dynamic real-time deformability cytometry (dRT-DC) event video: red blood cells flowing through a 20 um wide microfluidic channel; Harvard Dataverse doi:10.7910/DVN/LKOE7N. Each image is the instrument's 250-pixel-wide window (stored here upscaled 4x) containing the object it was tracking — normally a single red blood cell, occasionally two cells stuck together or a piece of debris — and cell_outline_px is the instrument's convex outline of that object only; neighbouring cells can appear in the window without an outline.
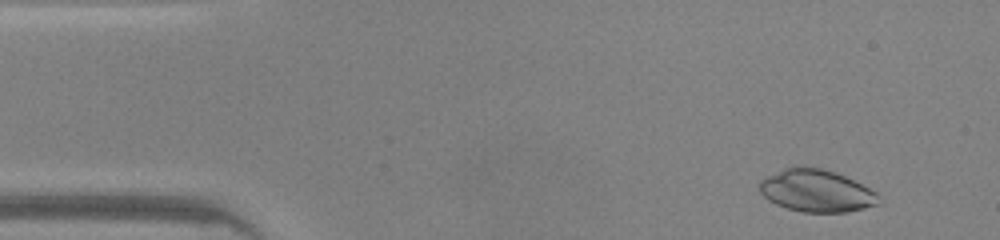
{"species": "common noctule bat (a hibernating species)", "species_latin": "Nyctalus noctula", "temperature_condition": "warm", "stored_images_in_passage": 43, "camera_frame_rate_fps": 3000, "um_per_image_px": 0.085, "animal": {"sex": "male", "body_mass_g": 20.0, "forearm_length_mm": 53.3}, "frame": {"image": 1, "passage_image": 1, "time_ms": 0.0, "image_size_px": [1000, 240], "cell_outline_px": [[880, 204], [848, 212], [804, 212], [788, 208], [776, 204], [768, 200], [760, 192], [760, 180], [784, 168], [804, 164], [820, 168], [844, 176], [876, 192], [880, 196]], "centroid_in_image_um": [69.39, 16.21], "position_along_channel_um": 15.6, "area_um2": 29.3}}
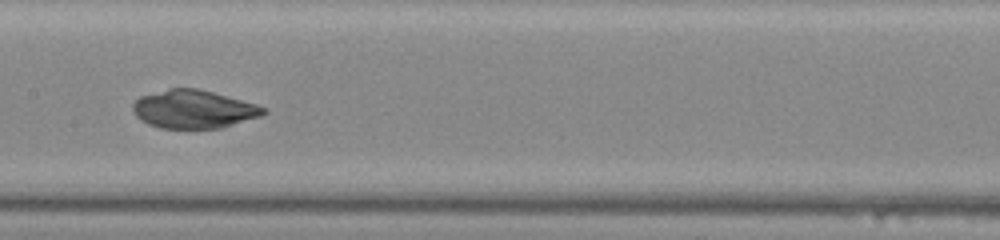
{"frame": {"image": 2, "passage_image": 20, "time_ms": 6.333, "image_size_px": [1000, 240], "cell_outline_px": [[268, 112], [260, 116], [220, 128], [160, 128], [148, 124], [136, 116], [132, 108], [132, 104], [140, 96], [168, 88], [196, 88], [212, 92], [256, 104], [268, 108]], "centroid_in_image_um": [16.45, 9.28], "position_along_channel_um": 191.0, "area_um2": 28.96}}
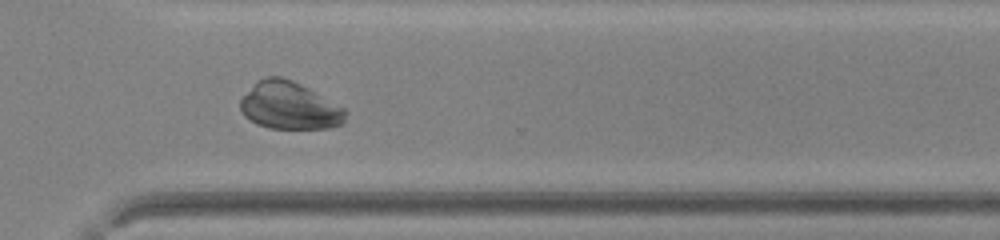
{"frame": {"image": 3, "passage_image": 31, "time_ms": 10.0, "image_size_px": [1000, 240], "cell_outline_px": [[348, 112], [344, 124], [328, 128], [268, 128], [256, 124], [244, 116], [240, 108], [240, 100], [260, 80], [268, 76], [280, 76], [292, 80], [308, 88], [344, 108]], "centroid_in_image_um": [24.63, 9.01], "position_along_channel_um": 346.0, "area_um2": 28.78}, "authors_computed_cell_mechanics": {"area_um2": 29.767, "velocity_mm_per_s": 4.2312, "shape_relaxation_time_tau1_ms": 10.5375, "shape_relaxation_time_tau2_ms": null, "deformation_change_tau1": 0.4667, "deformation_change_tau2": null}}